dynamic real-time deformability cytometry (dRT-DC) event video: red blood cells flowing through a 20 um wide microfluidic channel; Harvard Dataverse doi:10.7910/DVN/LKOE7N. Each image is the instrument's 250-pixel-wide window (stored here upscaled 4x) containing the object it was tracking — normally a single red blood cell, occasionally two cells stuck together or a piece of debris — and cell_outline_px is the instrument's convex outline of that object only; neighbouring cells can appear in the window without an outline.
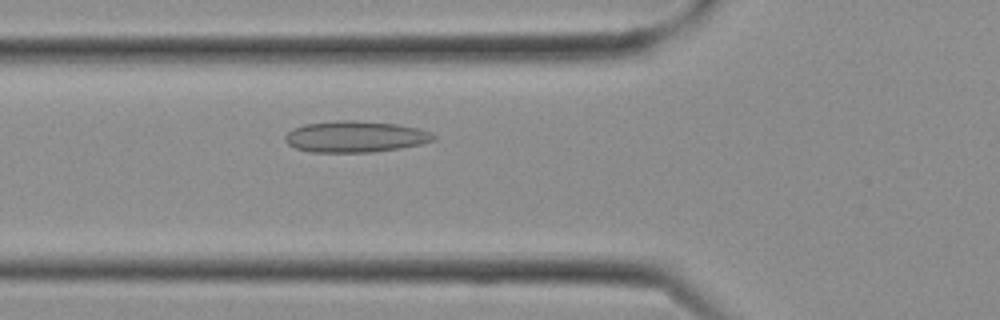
{"species": "Egyptian fruit bat (a non-hibernating species)", "species_latin": "Rousettus aegyptiacus", "temperature_condition": "cold", "stored_images_in_passage": 5, "camera_frame_rate_fps": 3000, "um_per_image_px": 0.085, "frame": {"image": 1, "passage_image": 5, "time_ms": 1.333, "image_size_px": [1000, 320], "cell_outline_px": [[436, 140], [420, 144], [400, 148], [372, 152], [312, 152], [296, 148], [288, 144], [284, 140], [284, 136], [292, 128], [304, 124], [336, 120], [356, 120], [396, 124], [416, 128], [428, 132], [436, 136]], "centroid_in_image_um": [30.16, 11.61], "position_along_channel_um": 95.6, "area_um2": 27.05}}